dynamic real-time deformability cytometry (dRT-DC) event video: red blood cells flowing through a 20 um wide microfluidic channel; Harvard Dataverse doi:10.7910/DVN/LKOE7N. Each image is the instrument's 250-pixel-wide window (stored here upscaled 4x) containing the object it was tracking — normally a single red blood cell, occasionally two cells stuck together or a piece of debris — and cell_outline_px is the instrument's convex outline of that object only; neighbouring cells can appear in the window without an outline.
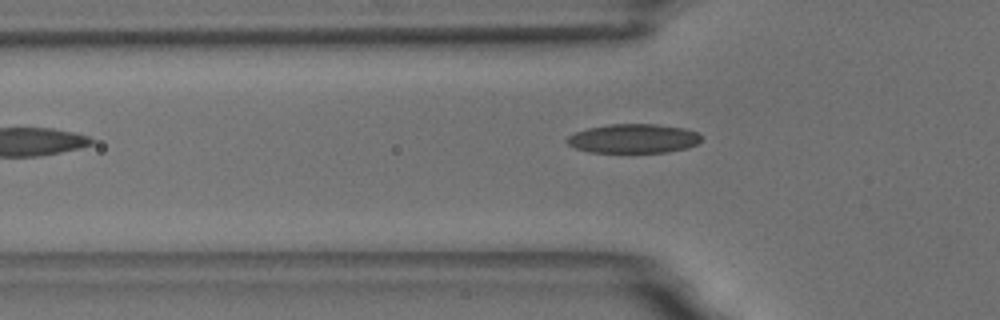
{"species": "common noctule bat (a hibernating species)", "species_latin": "Nyctalus noctula", "temperature_condition": "room temperature", "stored_images_in_passage": 6, "camera_frame_rate_fps": 3000, "um_per_image_px": 0.085, "animal": {"sex": "male", "body_mass_g": 18.8}, "frame": {"image": 1, "passage_image": 6, "time_ms": 5.667, "image_size_px": [1000, 320], "cell_outline_px": [[700, 140], [696, 144], [688, 148], [668, 152], [588, 152], [576, 148], [568, 144], [564, 140], [568, 136], [576, 132], [588, 128], [608, 124], [660, 124], [684, 128], [696, 132], [700, 136]], "centroid_in_image_um": [53.83, 11.77], "position_along_channel_um": 72.0, "area_um2": 22.83}}